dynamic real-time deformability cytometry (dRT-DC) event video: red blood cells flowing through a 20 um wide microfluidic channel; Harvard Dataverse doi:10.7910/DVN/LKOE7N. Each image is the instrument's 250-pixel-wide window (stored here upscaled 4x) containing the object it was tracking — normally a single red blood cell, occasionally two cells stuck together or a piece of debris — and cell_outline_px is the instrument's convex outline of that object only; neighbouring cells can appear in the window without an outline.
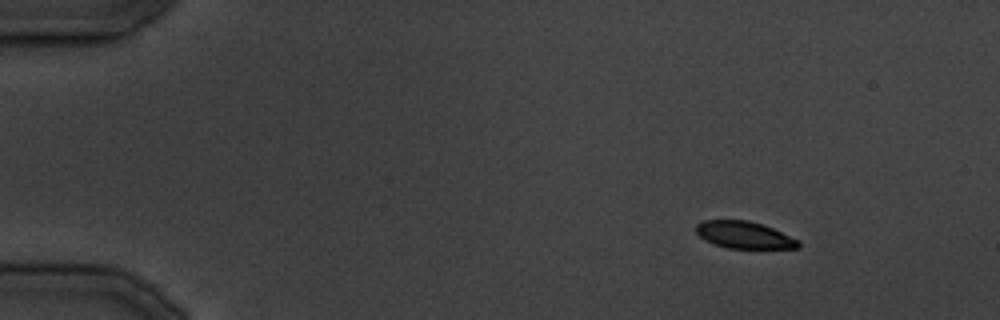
{"species": "common noctule bat (a hibernating species)", "species_latin": "Nyctalus noctula", "temperature_condition": "cold", "stored_images_in_passage": 36, "camera_frame_rate_fps": 3000, "um_per_image_px": 0.085, "animal": {"sex": "male", "body_mass_g": 19.5, "forearm_length_mm": 54.6}, "frame": {"image": 1, "passage_image": 6, "time_ms": 5.667, "image_size_px": [1000, 320], "cell_outline_px": [[800, 248], [728, 248], [712, 244], [700, 236], [696, 232], [696, 224], [704, 220], [748, 220], [772, 228], [800, 240]], "centroid_in_image_um": [63.25, 19.97], "position_along_channel_um": 21.7, "area_um2": 16.07}}
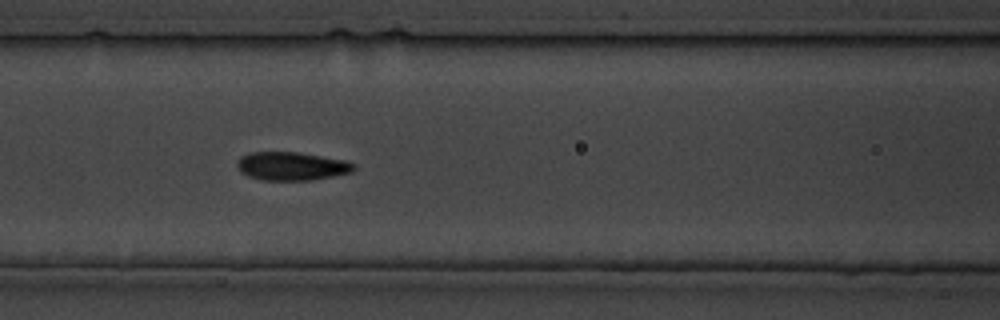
{"frame": {"image": 2, "passage_image": 17, "time_ms": 19.333, "image_size_px": [1000, 320], "cell_outline_px": [[356, 168], [352, 172], [312, 180], [260, 180], [248, 176], [240, 172], [236, 168], [236, 164], [240, 156], [248, 152], [300, 152], [348, 160], [356, 164]], "centroid_in_image_um": [24.79, 14.11], "position_along_channel_um": 141.8, "area_um2": 19.71}}
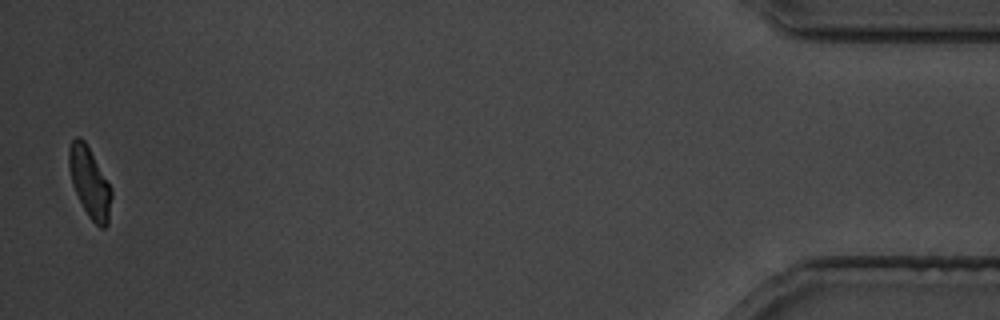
{"frame": {"image": 3, "passage_image": 36, "time_ms": 42.667, "image_size_px": [1000, 320], "cell_outline_px": [[112, 196], [108, 224], [104, 228], [100, 228], [88, 216], [72, 184], [68, 164], [68, 148], [72, 140], [76, 136], [80, 136], [84, 140], [112, 188]], "centroid_in_image_um": [7.62, 15.5], "position_along_channel_um": 427.6, "area_um2": 17.34}}